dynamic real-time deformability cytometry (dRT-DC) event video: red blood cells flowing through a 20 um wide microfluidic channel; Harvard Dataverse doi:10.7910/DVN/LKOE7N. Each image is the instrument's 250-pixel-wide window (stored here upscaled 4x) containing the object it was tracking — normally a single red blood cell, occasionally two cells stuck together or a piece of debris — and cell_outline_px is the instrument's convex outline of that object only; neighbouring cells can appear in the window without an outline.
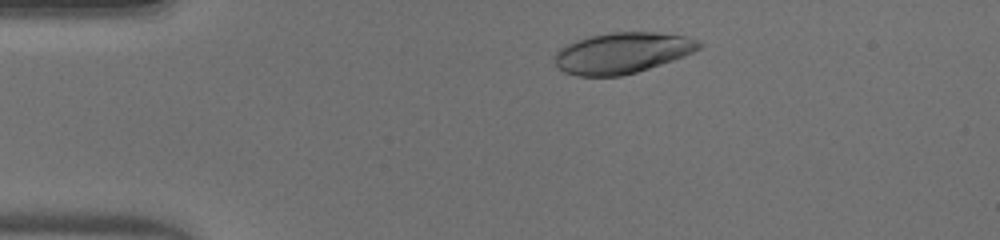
{"species": "human", "species_latin": "Homo sapiens", "temperature_condition": "warm", "stored_images_in_passage": 38, "camera_frame_rate_fps": 3000, "um_per_image_px": 0.085, "donor": {"sex": "male"}, "frame": {"image": 1, "passage_image": 6, "time_ms": 1.667, "image_size_px": [1000, 240], "cell_outline_px": [[704, 44], [700, 48], [684, 56], [636, 72], [620, 76], [576, 76], [564, 72], [556, 64], [556, 52], [560, 48], [576, 40], [588, 36], [608, 32], [656, 32], [684, 36], [696, 40]], "centroid_in_image_um": [52.88, 4.49], "position_along_channel_um": 32.1, "area_um2": 34.16}}
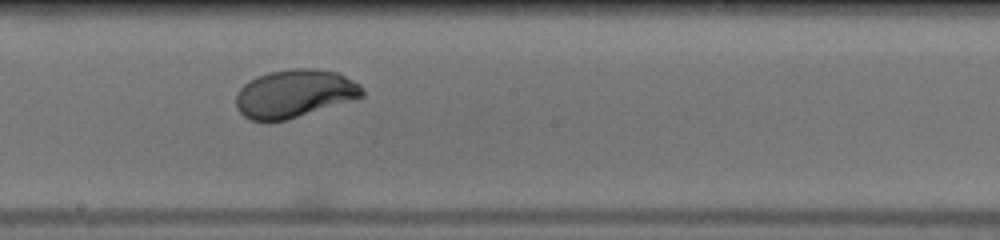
{"frame": {"image": 2, "passage_image": 24, "time_ms": 7.667, "image_size_px": [1000, 240], "cell_outline_px": [[364, 96], [356, 100], [288, 120], [252, 120], [244, 116], [236, 108], [236, 96], [240, 88], [248, 80], [256, 76], [268, 72], [292, 68], [316, 68], [336, 72], [360, 84], [364, 92]], "centroid_in_image_um": [25.06, 7.95], "position_along_channel_um": 223.1, "area_um2": 35.66}}
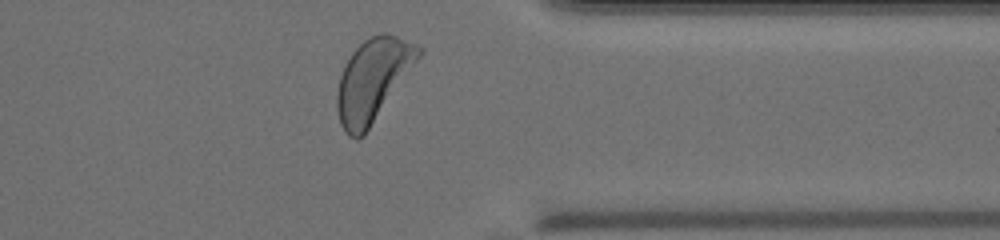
{"frame": {"image": 3, "passage_image": 36, "time_ms": 11.667, "image_size_px": [1000, 240], "cell_outline_px": [[424, 52], [364, 136], [356, 140], [348, 136], [344, 132], [340, 124], [336, 108], [336, 96], [340, 76], [344, 64], [352, 52], [364, 40], [372, 36], [384, 32], [396, 36], [416, 44], [424, 48]], "centroid_in_image_um": [31.68, 6.82], "position_along_channel_um": 379.7, "area_um2": 39.25}, "authors_computed_cell_mechanics": {"area_um2": 35.4603, "velocity_mm_per_s": 4.0876, "shape_relaxation_time_tau1_ms": 3.434, "shape_relaxation_time_tau2_ms": null, "deformation_change_tau1": 0.2008, "deformation_change_tau2": null}}